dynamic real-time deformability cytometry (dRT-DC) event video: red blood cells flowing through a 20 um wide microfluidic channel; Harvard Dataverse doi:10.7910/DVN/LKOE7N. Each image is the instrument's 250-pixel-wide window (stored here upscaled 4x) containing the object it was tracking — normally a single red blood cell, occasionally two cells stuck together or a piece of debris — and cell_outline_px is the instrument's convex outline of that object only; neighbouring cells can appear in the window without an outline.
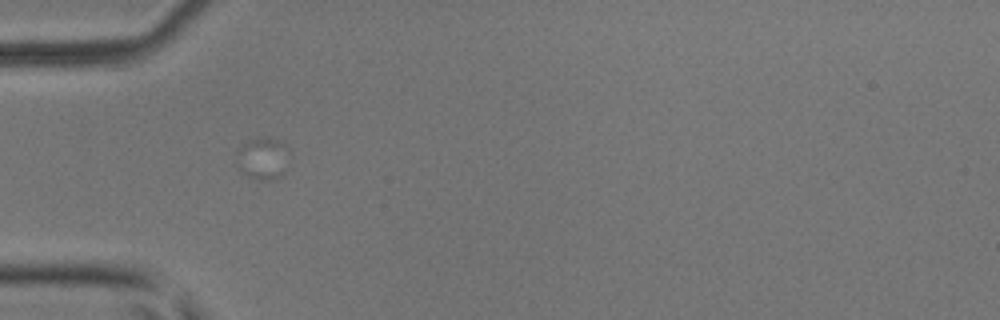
{"species": "common noctule bat (a hibernating species)", "species_latin": "Nyctalus noctula", "temperature_condition": "room temperature", "stored_images_in_passage": 1, "camera_frame_rate_fps": 3000, "um_per_image_px": 0.085, "animal": {"sex": "male", "body_mass_g": 17.9, "forearm_length_mm": 54.2}, "frame": {"image": 1, "passage_image": 1, "time_ms": 0.0, "image_size_px": [1000, 320], "cell_outline_px": [[288, 152], [284, 172], [280, 176], [272, 180], [260, 180], [248, 176], [236, 164], [236, 152], [244, 144], [260, 136], [268, 136], [284, 140]], "centroid_in_image_um": [22.35, 13.43], "position_along_channel_um": 62.6, "area_um2": 13.01}}